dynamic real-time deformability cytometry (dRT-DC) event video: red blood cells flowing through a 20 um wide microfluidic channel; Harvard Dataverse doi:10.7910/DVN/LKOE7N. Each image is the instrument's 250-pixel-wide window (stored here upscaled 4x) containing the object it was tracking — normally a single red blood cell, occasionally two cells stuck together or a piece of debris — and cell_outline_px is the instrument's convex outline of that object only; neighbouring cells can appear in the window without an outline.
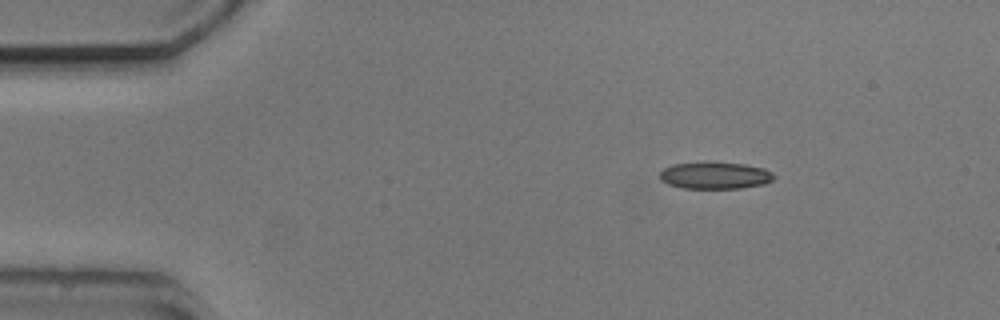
{"species": "common noctule bat (a hibernating species)", "species_latin": "Nyctalus noctula", "temperature_condition": "cold", "stored_images_in_passage": 2, "camera_frame_rate_fps": 3000, "um_per_image_px": 0.085, "animal": {"sex": "male", "body_mass_g": 20.5, "forearm_length_mm": 52.5}, "frame": {"image": 1, "passage_image": 2, "time_ms": 2.667, "image_size_px": [1000, 320], "cell_outline_px": [[776, 176], [772, 180], [764, 184], [740, 188], [684, 188], [668, 184], [660, 180], [660, 172], [664, 168], [672, 164], [708, 160], [712, 160], [744, 164], [764, 168], [772, 172]], "centroid_in_image_um": [60.77, 14.88], "position_along_channel_um": 24.2, "area_um2": 18.44}}